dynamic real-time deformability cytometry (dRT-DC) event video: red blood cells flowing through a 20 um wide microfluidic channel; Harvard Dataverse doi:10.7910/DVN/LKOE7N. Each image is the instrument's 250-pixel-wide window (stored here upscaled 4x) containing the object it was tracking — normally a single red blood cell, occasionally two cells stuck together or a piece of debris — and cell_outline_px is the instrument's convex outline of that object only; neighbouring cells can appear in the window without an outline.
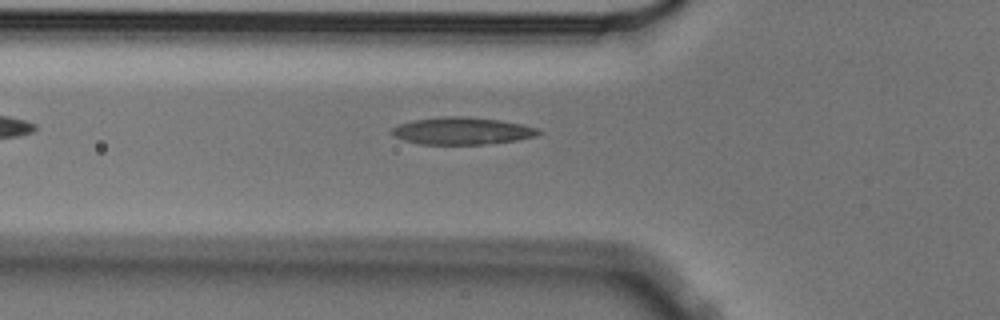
{"species": "Egyptian fruit bat (a non-hibernating species)", "species_latin": "Rousettus aegyptiacus", "temperature_condition": "cold", "stored_images_in_passage": 5, "camera_frame_rate_fps": 3000, "um_per_image_px": 0.085, "animal": {"sex": "male"}, "frame": {"image": 1, "passage_image": 5, "time_ms": 1.333, "image_size_px": [1000, 320], "cell_outline_px": [[544, 132], [536, 136], [516, 140], [484, 144], [420, 144], [404, 140], [392, 136], [392, 128], [400, 124], [416, 120], [444, 116], [464, 116], [500, 120], [540, 128]], "centroid_in_image_um": [39.31, 11.13], "position_along_channel_um": 86.5, "area_um2": 23.18}}